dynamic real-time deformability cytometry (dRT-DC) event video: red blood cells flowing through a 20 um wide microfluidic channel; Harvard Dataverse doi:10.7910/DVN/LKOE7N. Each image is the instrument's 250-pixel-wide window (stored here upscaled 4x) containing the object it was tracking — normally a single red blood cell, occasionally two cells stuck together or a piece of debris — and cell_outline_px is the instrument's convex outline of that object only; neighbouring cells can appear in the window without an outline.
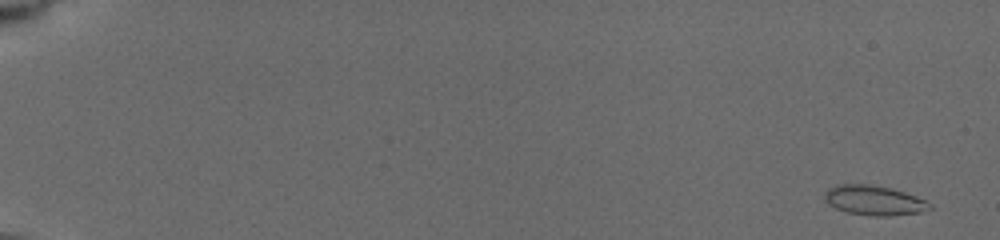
{"species": "common noctule bat (a hibernating species)", "species_latin": "Nyctalus noctula", "temperature_condition": "cold", "stored_images_in_passage": 12, "camera_frame_rate_fps": 3000, "um_per_image_px": 0.085, "animal": {"sex": "female", "body_mass_g": 19.5, "forearm_length_mm": 54.1}, "frame": {"image": 1, "passage_image": 1, "time_ms": 0.0, "image_size_px": [1000, 240], "cell_outline_px": [[932, 208], [920, 212], [888, 216], [872, 216], [848, 212], [836, 208], [824, 200], [824, 192], [828, 188], [836, 184], [868, 184], [892, 188], [916, 196], [932, 204]], "centroid_in_image_um": [74.28, 17.02], "position_along_channel_um": 10.7, "area_um2": 18.21}}
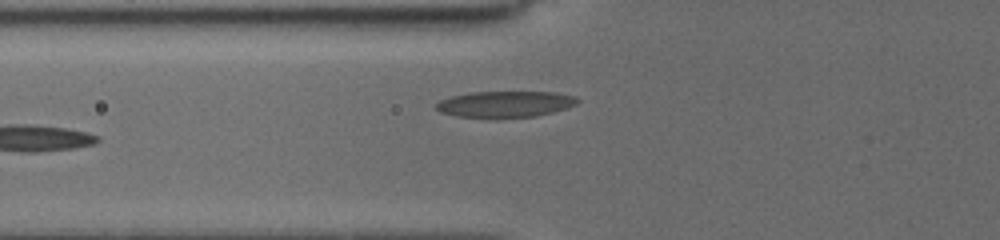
{"frame": {"image": 2, "passage_image": 12, "time_ms": 7.667, "image_size_px": [1000, 240], "cell_outline_px": [[580, 100], [576, 104], [552, 112], [536, 116], [496, 120], [456, 116], [440, 112], [432, 104], [440, 100], [452, 96], [468, 92], [556, 92], [576, 96]], "centroid_in_image_um": [42.88, 8.88], "position_along_channel_um": 82.9, "area_um2": 22.31}}